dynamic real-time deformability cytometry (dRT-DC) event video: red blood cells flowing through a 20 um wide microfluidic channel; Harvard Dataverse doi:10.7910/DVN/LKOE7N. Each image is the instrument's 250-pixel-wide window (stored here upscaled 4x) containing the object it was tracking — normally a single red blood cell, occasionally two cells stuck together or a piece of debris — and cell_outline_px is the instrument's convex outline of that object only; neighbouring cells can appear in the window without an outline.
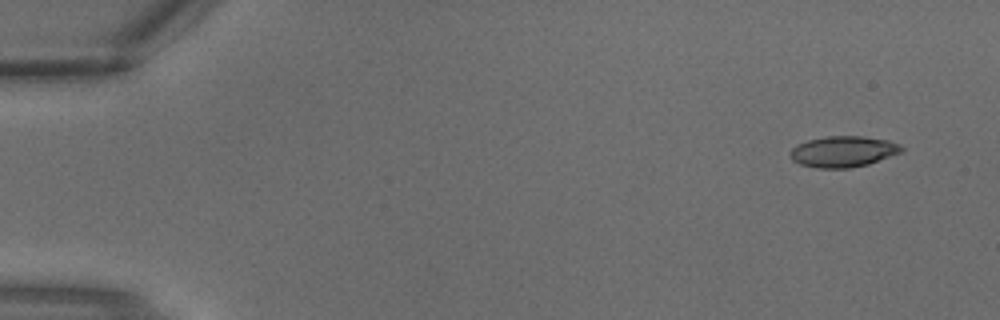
{"species": "common noctule bat (a hibernating species)", "species_latin": "Nyctalus noctula", "temperature_condition": "warm", "stored_images_in_passage": 3, "camera_frame_rate_fps": 3000, "um_per_image_px": 0.085, "animal": {"sex": "male", "body_mass_g": 18.8}, "frame": {"image": 1, "passage_image": 1, "time_ms": 0.0, "image_size_px": [1000, 320], "cell_outline_px": [[904, 152], [868, 164], [848, 168], [816, 168], [800, 164], [792, 160], [788, 152], [796, 144], [808, 140], [828, 136], [864, 136], [888, 140], [900, 144], [904, 148]], "centroid_in_image_um": [71.68, 12.88], "position_along_channel_um": 13.3, "area_um2": 20.35}}
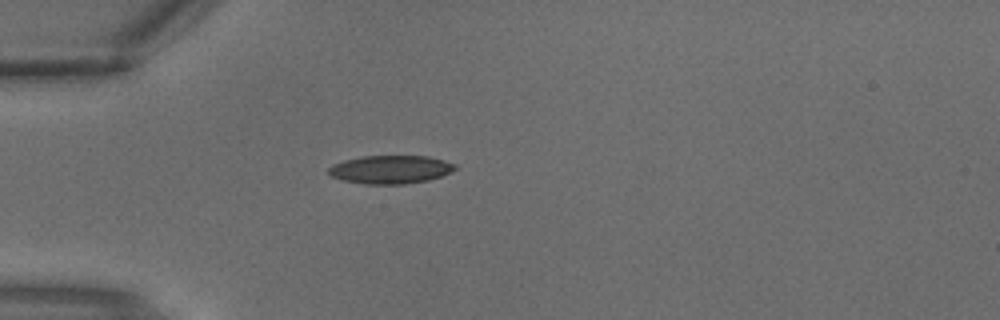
{"frame": {"image": 2, "passage_image": 3, "time_ms": 0.667, "image_size_px": [1000, 320], "cell_outline_px": [[456, 168], [452, 172], [428, 180], [404, 184], [364, 184], [344, 180], [332, 176], [328, 172], [328, 168], [332, 164], [344, 160], [364, 156], [428, 156], [444, 160], [456, 164]], "centroid_in_image_um": [33.2, 14.4], "position_along_channel_um": 51.8, "area_um2": 20.81}}